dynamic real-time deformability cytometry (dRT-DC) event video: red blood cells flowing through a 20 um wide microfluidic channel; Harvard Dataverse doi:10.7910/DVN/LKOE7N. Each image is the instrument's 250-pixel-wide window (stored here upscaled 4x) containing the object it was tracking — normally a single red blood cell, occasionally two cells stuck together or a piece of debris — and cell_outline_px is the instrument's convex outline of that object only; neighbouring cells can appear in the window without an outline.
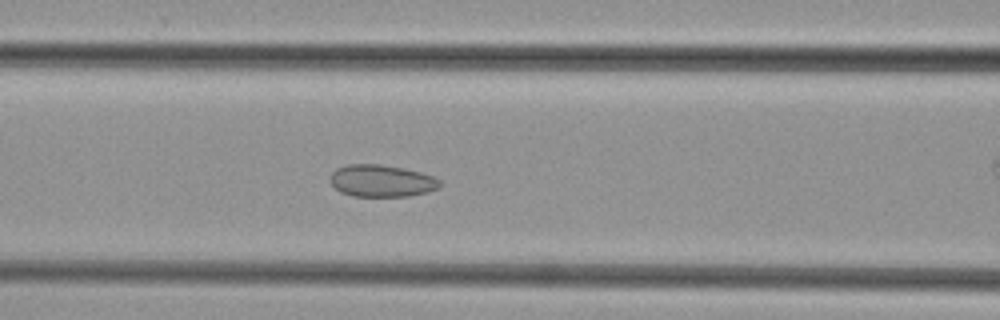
{"species": "common noctule bat (a hibernating species)", "species_latin": "Nyctalus noctula", "temperature_condition": "cold", "stored_images_in_passage": 48, "camera_frame_rate_fps": 3000, "um_per_image_px": 0.085, "animal": {"sex": "female", "body_mass_g": 29.2, "forearm_length_mm": 56.3}, "frame": {"image": 1, "passage_image": 19, "time_ms": 6.0, "image_size_px": [1000, 320], "cell_outline_px": [[440, 188], [428, 192], [408, 196], [352, 196], [340, 192], [328, 180], [332, 172], [336, 168], [348, 164], [380, 164], [404, 168], [420, 172], [432, 176], [440, 180]], "centroid_in_image_um": [32.42, 15.37], "position_along_channel_um": 134.2, "area_um2": 20.63}}
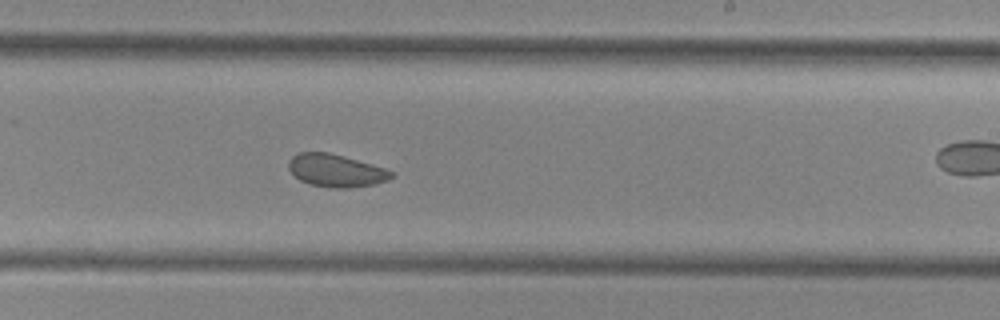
{"frame": {"image": 2, "passage_image": 28, "time_ms": 9.0, "image_size_px": [1000, 320], "cell_outline_px": [[392, 176], [388, 180], [372, 184], [348, 188], [328, 188], [308, 184], [300, 180], [288, 168], [288, 160], [292, 156], [300, 152], [328, 152], [384, 168], [392, 172]], "centroid_in_image_um": [28.49, 14.5], "position_along_channel_um": 260.5, "area_um2": 19.31}}
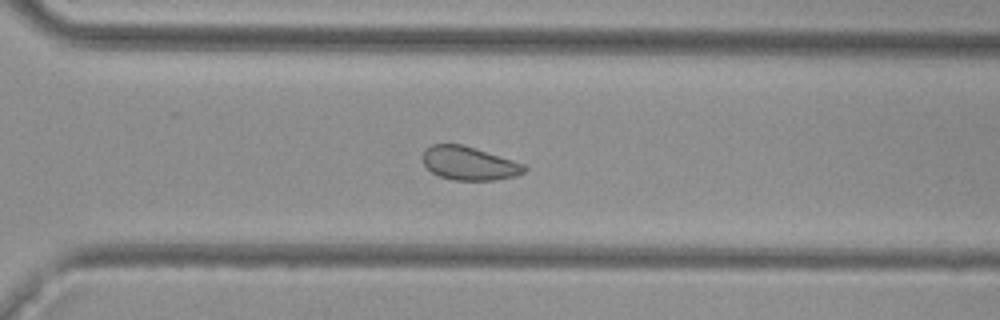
{"frame": {"image": 3, "passage_image": 33, "time_ms": 10.667, "image_size_px": [1000, 320], "cell_outline_px": [[528, 168], [524, 172], [512, 176], [492, 180], [452, 180], [440, 176], [432, 172], [424, 164], [424, 152], [432, 144], [464, 144], [528, 164]], "centroid_in_image_um": [39.94, 13.87], "position_along_channel_um": 330.7, "area_um2": 19.88}}